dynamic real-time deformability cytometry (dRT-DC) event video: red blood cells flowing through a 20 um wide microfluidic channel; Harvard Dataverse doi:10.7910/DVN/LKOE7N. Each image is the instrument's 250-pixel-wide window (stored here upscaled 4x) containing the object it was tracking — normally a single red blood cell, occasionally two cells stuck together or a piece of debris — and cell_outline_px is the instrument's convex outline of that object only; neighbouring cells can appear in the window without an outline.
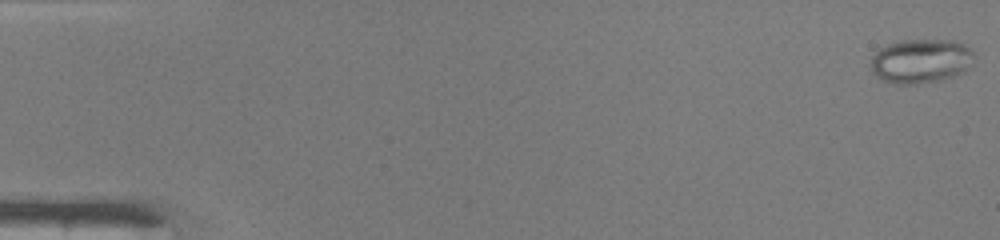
{"species": "common noctule bat (a hibernating species)", "species_latin": "Nyctalus noctula", "temperature_condition": "warm", "stored_images_in_passage": 26, "camera_frame_rate_fps": 3000, "um_per_image_px": 0.085, "animal": {"sex": "male", "body_mass_g": 19.0, "forearm_length_mm": 50.8}, "frame": {"image": 1, "passage_image": 1, "time_ms": 0.0, "image_size_px": [1000, 240], "cell_outline_px": [[976, 56], [972, 64], [964, 72], [956, 76], [940, 80], [916, 84], [896, 84], [884, 80], [876, 76], [872, 72], [872, 56], [880, 48], [888, 44], [900, 40], [952, 40], [964, 44]], "centroid_in_image_um": [78.3, 5.19], "position_along_channel_um": 6.7, "area_um2": 26.76}}
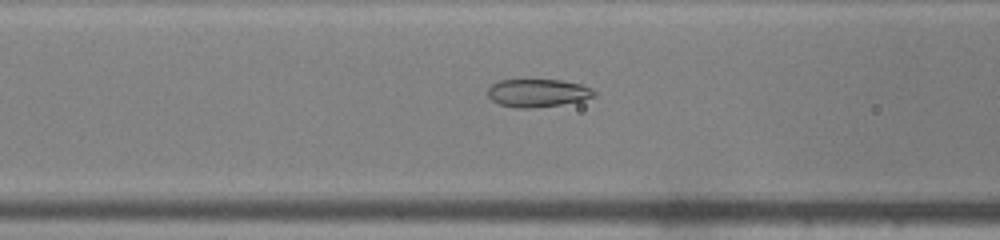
{"frame": {"image": 2, "passage_image": 20, "time_ms": 6.333, "image_size_px": [1000, 240], "cell_outline_px": [[596, 96], [580, 100], [560, 104], [532, 108], [516, 108], [500, 104], [492, 100], [488, 96], [488, 88], [492, 84], [500, 80], [560, 80], [580, 84], [592, 88], [596, 92]], "centroid_in_image_um": [45.7, 7.9], "position_along_channel_um": 120.9, "area_um2": 17.17}}
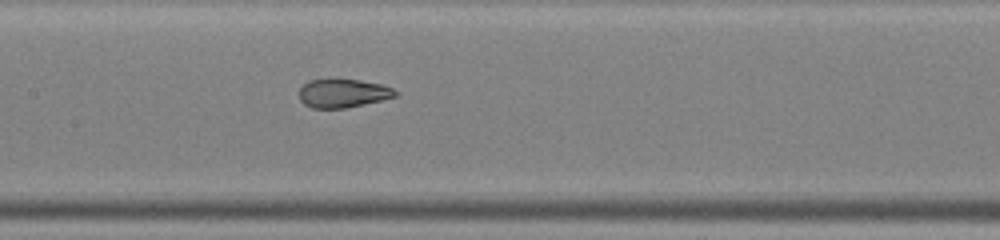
{"frame": {"image": 3, "passage_image": 24, "time_ms": 7.667, "image_size_px": [1000, 240], "cell_outline_px": [[396, 96], [380, 100], [344, 108], [312, 108], [304, 104], [300, 100], [300, 88], [308, 80], [328, 76], [336, 76], [360, 80], [380, 84], [392, 88], [396, 92]], "centroid_in_image_um": [29.07, 7.86], "position_along_channel_um": 178.3, "area_um2": 16.47}}